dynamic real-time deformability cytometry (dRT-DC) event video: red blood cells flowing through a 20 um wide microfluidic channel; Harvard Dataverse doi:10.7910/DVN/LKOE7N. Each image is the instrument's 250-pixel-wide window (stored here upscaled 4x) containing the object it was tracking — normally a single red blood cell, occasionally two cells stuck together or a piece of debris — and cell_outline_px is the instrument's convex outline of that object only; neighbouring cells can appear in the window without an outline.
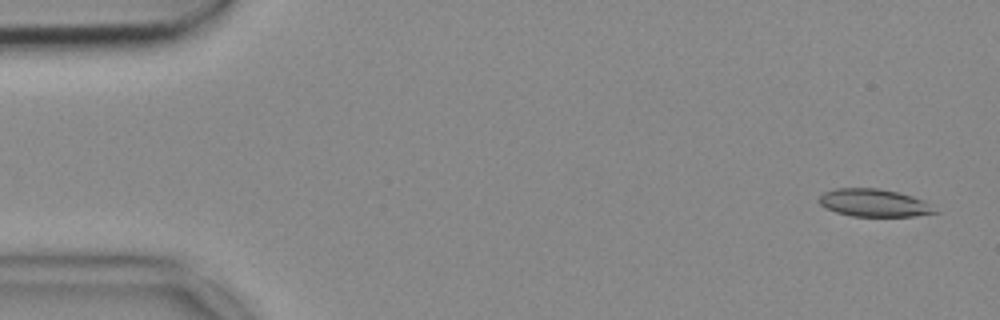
{"species": "common noctule bat (a hibernating species)", "species_latin": "Nyctalus noctula", "temperature_condition": "cold", "stored_images_in_passage": 52, "camera_frame_rate_fps": 3000, "um_per_image_px": 0.085, "animal": {"sex": "female", "body_mass_g": 18.4}, "frame": {"image": 1, "passage_image": 2, "time_ms": 0.333, "image_size_px": [1000, 320], "cell_outline_px": [[940, 212], [912, 216], [852, 216], [836, 212], [824, 208], [816, 200], [824, 192], [836, 188], [876, 188], [896, 192], [912, 196], [924, 200]], "centroid_in_image_um": [74.26, 17.24], "position_along_channel_um": 10.7, "area_um2": 18.67}}
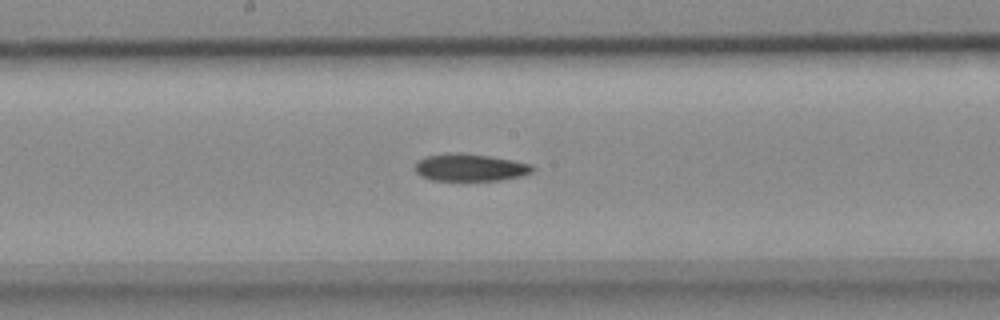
{"frame": {"image": 2, "passage_image": 27, "time_ms": 8.667, "image_size_px": [1000, 320], "cell_outline_px": [[536, 168], [532, 172], [520, 176], [500, 180], [432, 180], [420, 176], [412, 168], [416, 160], [424, 156], [448, 152], [460, 152], [488, 156], [512, 160], [532, 164]], "centroid_in_image_um": [39.88, 14.22], "position_along_channel_um": 208.3, "area_um2": 19.02}}
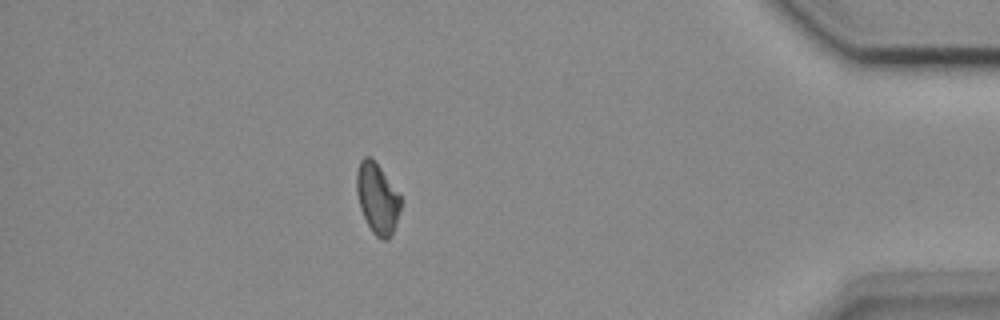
{"frame": {"image": 3, "passage_image": 46, "time_ms": 15.0, "image_size_px": [1000, 320], "cell_outline_px": [[404, 200], [396, 224], [388, 240], [384, 240], [376, 236], [372, 232], [360, 208], [356, 192], [356, 172], [360, 160], [364, 156], [368, 156], [380, 168]], "centroid_in_image_um": [32.08, 16.88], "position_along_channel_um": 403.1, "area_um2": 18.15}}